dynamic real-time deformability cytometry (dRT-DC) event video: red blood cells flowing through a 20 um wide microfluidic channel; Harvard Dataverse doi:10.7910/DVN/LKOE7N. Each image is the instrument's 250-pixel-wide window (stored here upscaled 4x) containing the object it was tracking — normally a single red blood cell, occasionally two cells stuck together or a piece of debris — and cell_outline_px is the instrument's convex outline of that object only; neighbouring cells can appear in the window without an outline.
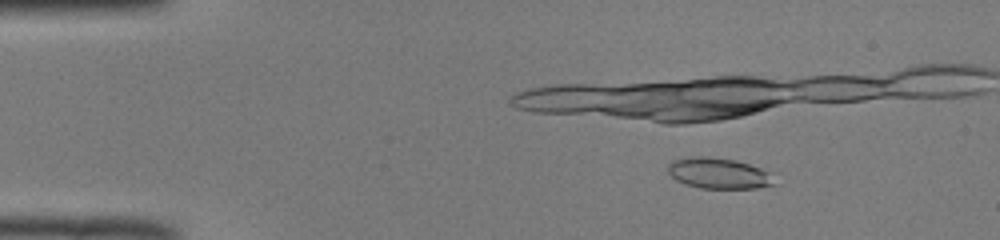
{"species": "common noctule bat (a hibernating species)", "species_latin": "Nyctalus noctula", "temperature_condition": "room temperature", "stored_images_in_passage": 18, "camera_frame_rate_fps": 3000, "um_per_image_px": 0.085, "animal": {"sex": "male", "body_mass_g": 19.0, "forearm_length_mm": 50.8}, "frame": {"image": 1, "passage_image": 8, "time_ms": 2.333, "image_size_px": [1000, 240], "cell_outline_px": [[776, 184], [756, 188], [700, 188], [684, 184], [676, 180], [668, 172], [668, 164], [672, 160], [692, 156], [704, 156], [736, 160], [760, 168], [768, 172]], "centroid_in_image_um": [61.04, 14.73], "position_along_channel_um": 24.0, "area_um2": 19.02}}